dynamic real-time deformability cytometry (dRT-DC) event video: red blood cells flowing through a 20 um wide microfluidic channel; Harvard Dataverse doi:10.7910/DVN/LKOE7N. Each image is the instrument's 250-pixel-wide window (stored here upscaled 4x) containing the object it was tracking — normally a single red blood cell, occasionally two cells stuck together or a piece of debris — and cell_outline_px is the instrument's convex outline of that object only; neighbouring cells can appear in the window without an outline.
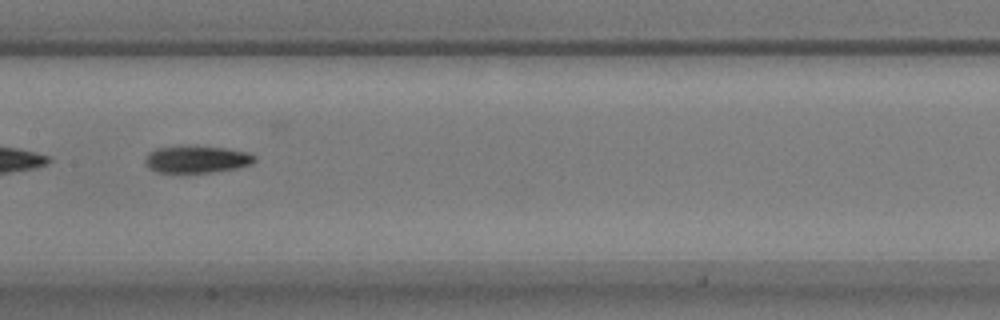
{"species": "common noctule bat (a hibernating species)", "species_latin": "Nyctalus noctula", "temperature_condition": "warm", "stored_images_in_passage": 36, "camera_frame_rate_fps": 3000, "um_per_image_px": 0.085, "animal": {"sex": "male", "body_mass_g": 17.9}, "frame": {"image": 1, "passage_image": 11, "time_ms": 3.333, "image_size_px": [1000, 320], "cell_outline_px": [[256, 160], [252, 164], [236, 168], [212, 172], [156, 172], [148, 168], [144, 164], [144, 160], [148, 152], [156, 148], [196, 144], [224, 148], [248, 152], [256, 156]], "centroid_in_image_um": [16.7, 13.51], "position_along_channel_um": 190.7, "area_um2": 17.74}}